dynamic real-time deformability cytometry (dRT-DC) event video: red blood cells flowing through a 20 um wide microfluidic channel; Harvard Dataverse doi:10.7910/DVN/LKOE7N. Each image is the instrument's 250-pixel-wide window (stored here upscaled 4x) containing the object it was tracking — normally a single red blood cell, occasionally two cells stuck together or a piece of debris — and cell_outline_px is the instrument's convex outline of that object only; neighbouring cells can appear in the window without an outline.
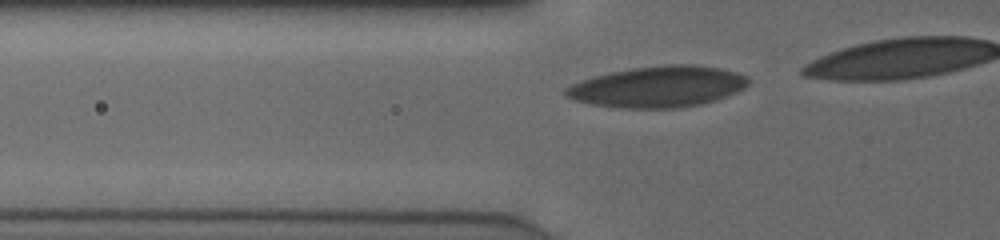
{"species": "human", "species_latin": "Homo sapiens", "temperature_condition": "cold", "stored_images_in_passage": 8, "camera_frame_rate_fps": 3000, "um_per_image_px": 0.085, "donor": {"sex": "male"}, "frame": {"image": 1, "passage_image": 2, "time_ms": 0.333, "image_size_px": [1000, 240], "cell_outline_px": [[748, 84], [744, 88], [736, 92], [716, 100], [700, 104], [676, 108], [624, 108], [592, 104], [576, 100], [568, 96], [564, 92], [564, 88], [580, 80], [612, 72], [632, 68], [668, 64], [688, 64], [720, 68], [736, 72], [748, 76]], "centroid_in_image_um": [55.95, 7.37], "position_along_channel_um": 69.9, "area_um2": 43.41}}
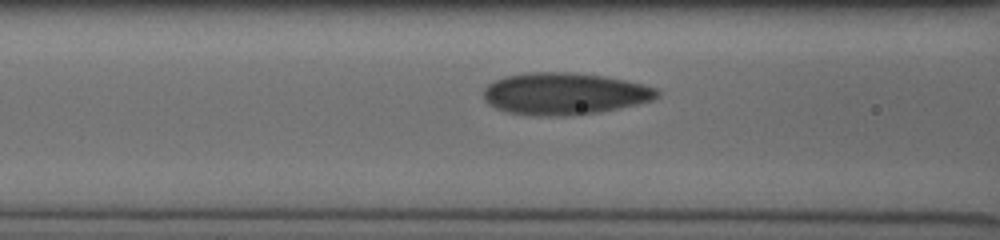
{"frame": {"image": 2, "passage_image": 6, "time_ms": 1.667, "image_size_px": [1000, 240], "cell_outline_px": [[660, 96], [652, 100], [636, 104], [600, 112], [564, 116], [540, 116], [508, 112], [496, 108], [488, 104], [484, 100], [484, 88], [492, 80], [504, 76], [528, 72], [572, 72], [604, 76], [644, 84], [656, 88], [660, 92]], "centroid_in_image_um": [47.96, 7.96], "position_along_channel_um": 118.6, "area_um2": 42.66}}